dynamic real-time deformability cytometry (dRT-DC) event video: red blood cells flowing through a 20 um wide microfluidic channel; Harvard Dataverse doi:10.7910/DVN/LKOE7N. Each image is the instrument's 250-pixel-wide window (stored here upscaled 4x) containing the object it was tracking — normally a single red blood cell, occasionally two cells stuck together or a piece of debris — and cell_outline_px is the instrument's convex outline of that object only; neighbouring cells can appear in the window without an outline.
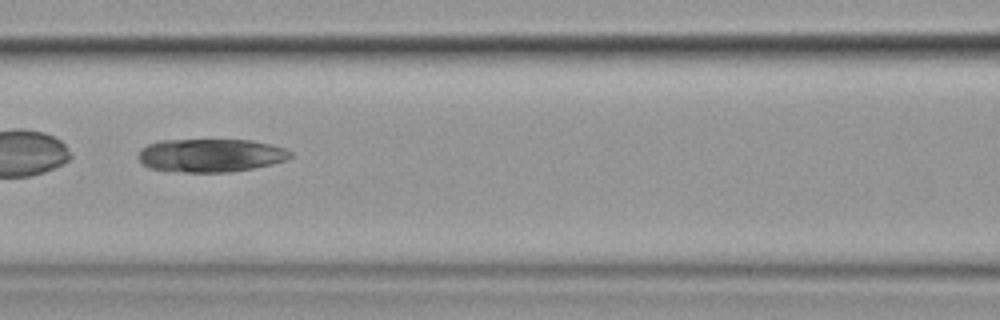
{"species": "common noctule bat (a hibernating species)", "species_latin": "Nyctalus noctula", "temperature_condition": "cold", "stored_images_in_passage": 8, "camera_frame_rate_fps": 3000, "um_per_image_px": 0.085, "animal": {"sex": "female", "body_mass_g": 19.9}, "frame": {"image": 1, "passage_image": 7, "time_ms": 7.0, "image_size_px": [1000, 320], "cell_outline_px": [[292, 156], [284, 160], [272, 164], [252, 168], [228, 172], [184, 172], [148, 168], [140, 164], [136, 156], [140, 148], [148, 144], [160, 140], [252, 140], [284, 148], [292, 152]], "centroid_in_image_um": [17.83, 13.2], "position_along_channel_um": 148.8, "area_um2": 29.59}}